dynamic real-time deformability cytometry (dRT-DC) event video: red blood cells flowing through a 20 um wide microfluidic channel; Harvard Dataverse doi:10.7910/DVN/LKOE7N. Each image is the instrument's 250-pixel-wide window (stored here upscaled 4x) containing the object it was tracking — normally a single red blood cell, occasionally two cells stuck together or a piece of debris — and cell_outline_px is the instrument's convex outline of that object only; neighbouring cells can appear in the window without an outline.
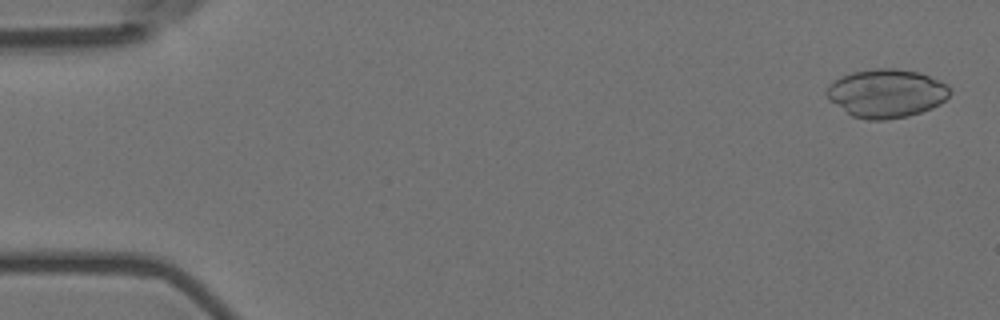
{"species": "Egyptian fruit bat (a non-hibernating species)", "species_latin": "Rousettus aegyptiacus", "temperature_condition": "room temperature", "stored_images_in_passage": 6, "camera_frame_rate_fps": 3000, "um_per_image_px": 0.085, "animal": {"sex": "female"}, "frame": {"image": 1, "passage_image": 2, "time_ms": 0.333, "image_size_px": [1000, 320], "cell_outline_px": [[952, 92], [940, 104], [932, 108], [908, 116], [884, 120], [868, 120], [852, 116], [828, 100], [824, 92], [836, 80], [852, 72], [872, 68], [896, 68], [920, 72], [940, 80], [948, 84], [952, 88]], "centroid_in_image_um": [75.38, 7.93], "position_along_channel_um": 9.6, "area_um2": 35.03}}